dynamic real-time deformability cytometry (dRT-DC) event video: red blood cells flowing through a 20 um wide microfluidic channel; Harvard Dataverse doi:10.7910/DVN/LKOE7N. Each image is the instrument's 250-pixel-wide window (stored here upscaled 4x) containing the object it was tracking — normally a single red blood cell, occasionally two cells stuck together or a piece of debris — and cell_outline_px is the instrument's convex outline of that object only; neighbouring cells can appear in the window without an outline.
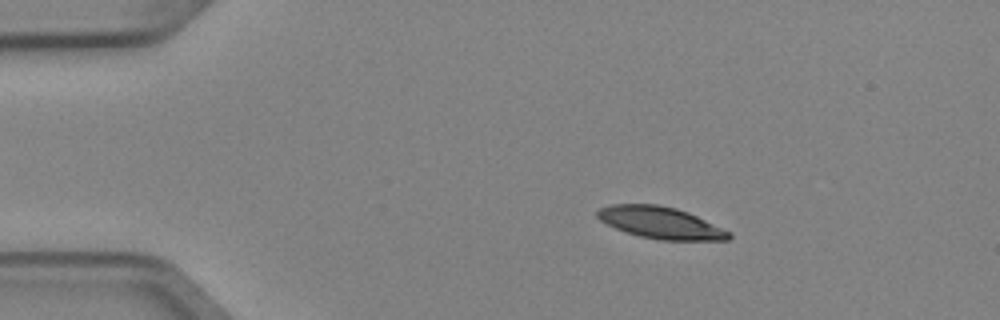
{"species": "Egyptian fruit bat (a non-hibernating species)", "species_latin": "Rousettus aegyptiacus", "temperature_condition": "cold", "stored_images_in_passage": 6, "camera_frame_rate_fps": 3000, "um_per_image_px": 0.085, "animal": {"sex": "female"}, "frame": {"image": 1, "passage_image": 2, "time_ms": 0.333, "image_size_px": [1000, 320], "cell_outline_px": [[732, 236], [728, 240], [660, 240], [640, 236], [616, 228], [600, 220], [596, 216], [596, 212], [600, 208], [612, 204], [656, 204], [676, 208], [688, 212], [732, 232]], "centroid_in_image_um": [56.18, 18.93], "position_along_channel_um": 28.8, "area_um2": 24.28}}
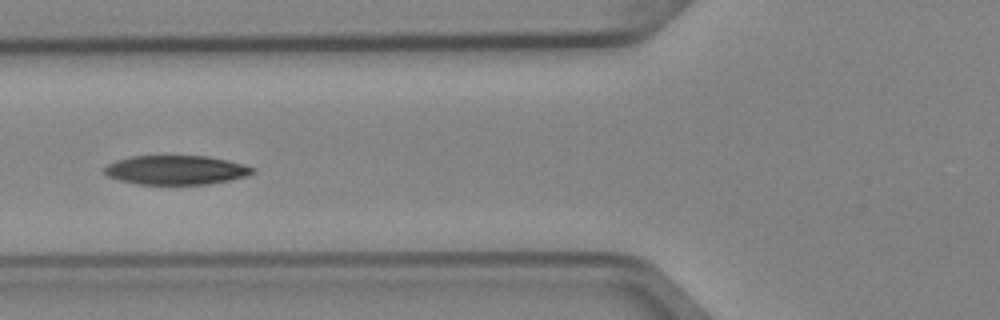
{"frame": {"image": 2, "passage_image": 5, "time_ms": 1.333, "image_size_px": [1000, 320], "cell_outline_px": [[256, 172], [248, 176], [212, 184], [136, 184], [120, 180], [108, 176], [104, 172], [104, 168], [108, 164], [116, 160], [132, 156], [208, 156], [228, 160], [256, 168]], "centroid_in_image_um": [15.0, 14.45], "position_along_channel_um": 110.8, "area_um2": 25.32}}
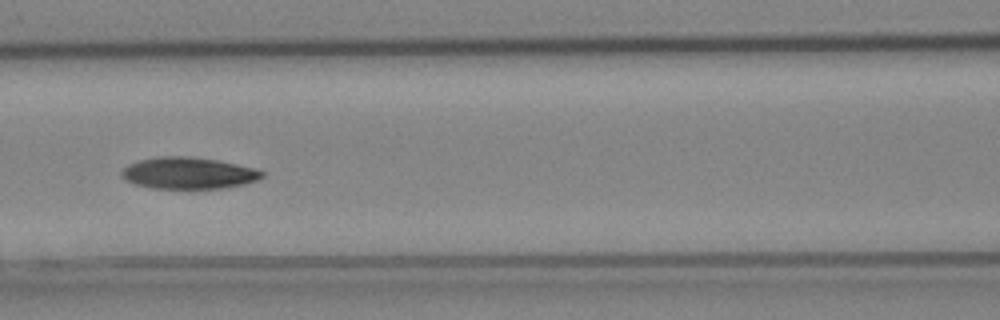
{"frame": {"image": 3, "passage_image": 6, "time_ms": 1.667, "image_size_px": [1000, 320], "cell_outline_px": [[264, 176], [256, 180], [244, 184], [224, 188], [152, 188], [136, 184], [124, 180], [120, 176], [120, 172], [128, 164], [140, 160], [156, 156], [192, 156], [216, 160], [256, 168], [264, 172]], "centroid_in_image_um": [15.99, 14.7], "position_along_channel_um": 150.6, "area_um2": 25.95}}